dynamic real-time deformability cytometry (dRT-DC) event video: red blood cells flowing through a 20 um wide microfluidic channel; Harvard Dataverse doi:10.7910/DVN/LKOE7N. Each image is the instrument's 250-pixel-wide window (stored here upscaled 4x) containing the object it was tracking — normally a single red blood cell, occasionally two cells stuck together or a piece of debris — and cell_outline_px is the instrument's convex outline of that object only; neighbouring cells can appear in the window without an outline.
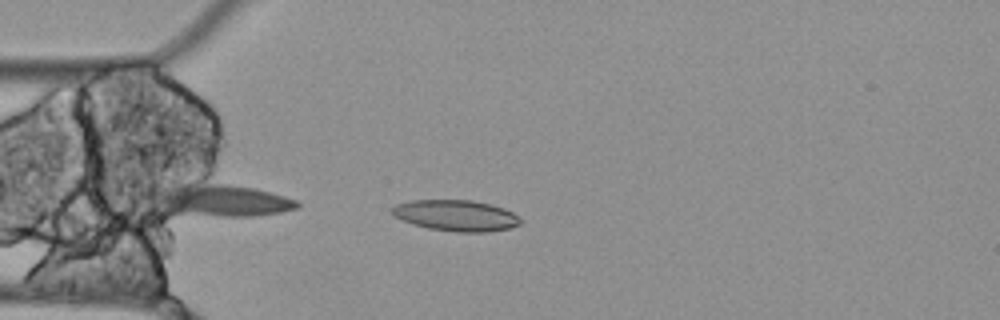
{"species": "Egyptian fruit bat (a non-hibernating species)", "species_latin": "Rousettus aegyptiacus", "temperature_condition": "cold", "stored_images_in_passage": 43, "camera_frame_rate_fps": 3000, "um_per_image_px": 0.085, "animal": {"sex": "female"}, "frame": {"image": 1, "passage_image": 1, "time_ms": 0.0, "image_size_px": [1000, 320], "cell_outline_px": [[520, 224], [512, 228], [484, 232], [456, 232], [428, 228], [412, 224], [396, 216], [392, 212], [392, 208], [396, 204], [412, 200], [472, 200], [492, 204], [504, 208], [512, 212], [520, 220]], "centroid_in_image_um": [38.78, 18.31], "position_along_channel_um": 46.2, "area_um2": 23.12}}
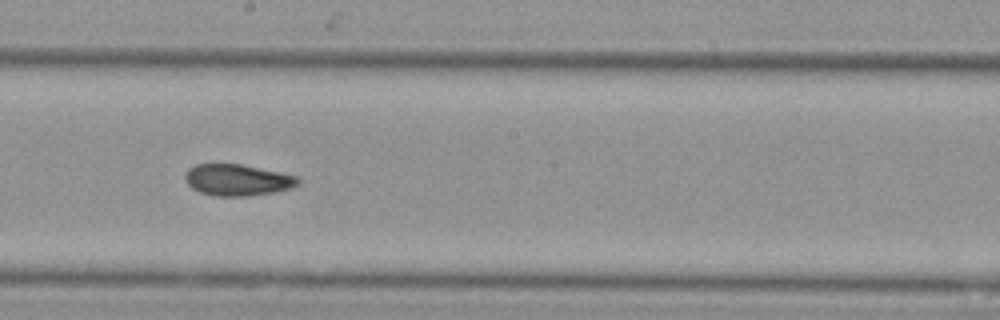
{"frame": {"image": 2, "passage_image": 17, "time_ms": 5.333, "image_size_px": [1000, 320], "cell_outline_px": [[300, 184], [292, 188], [272, 192], [244, 196], [216, 196], [200, 192], [192, 188], [188, 184], [184, 176], [188, 168], [196, 164], [240, 164], [280, 172], [296, 176], [300, 180]], "centroid_in_image_um": [20.17, 15.29], "position_along_channel_um": 228.0, "area_um2": 20.58}}
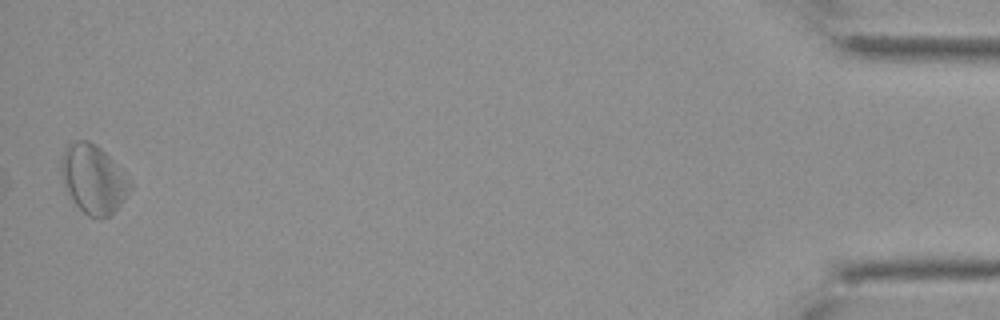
{"frame": {"image": 3, "passage_image": 42, "time_ms": 13.667, "image_size_px": [1000, 320], "cell_outline_px": [[132, 188], [120, 204], [104, 220], [100, 220], [88, 216], [76, 204], [68, 192], [64, 184], [60, 172], [60, 160], [64, 148], [68, 144], [76, 140], [88, 140], [96, 144], [112, 160], [132, 184]], "centroid_in_image_um": [7.9, 15.22], "position_along_channel_um": 427.3, "area_um2": 27.34}, "authors_computed_cell_mechanics": {"area_um2": 22.0218, "velocity_mm_per_s": 3.4651, "shape_relaxation_time_tau1_ms": null, "shape_relaxation_time_tau2_ms": 9.5092, "deformation_change_tau1": null, "deformation_change_tau2": 0.1871}}